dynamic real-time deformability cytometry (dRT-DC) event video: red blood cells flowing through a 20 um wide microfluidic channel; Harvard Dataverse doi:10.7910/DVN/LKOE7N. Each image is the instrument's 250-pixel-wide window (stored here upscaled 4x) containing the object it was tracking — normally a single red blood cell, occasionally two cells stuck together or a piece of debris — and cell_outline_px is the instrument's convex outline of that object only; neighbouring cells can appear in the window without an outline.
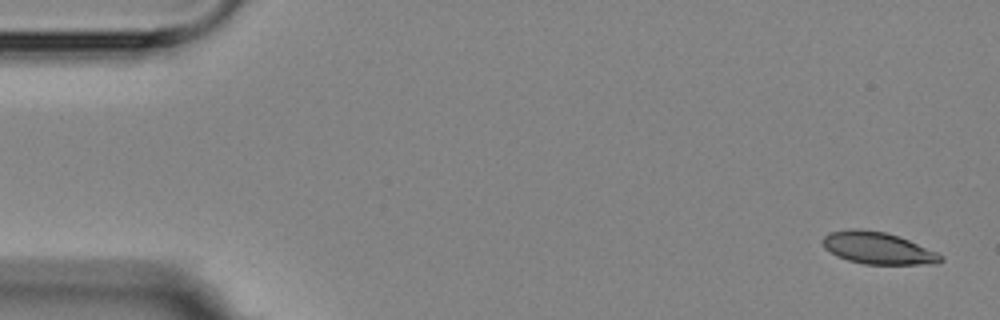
{"species": "Egyptian fruit bat (a non-hibernating species)", "species_latin": "Rousettus aegyptiacus", "temperature_condition": "room temperature", "stored_images_in_passage": 7, "camera_frame_rate_fps": 3000, "um_per_image_px": 0.085, "animal": {"sex": "female"}, "frame": {"image": 1, "passage_image": 1, "time_ms": 0.0, "image_size_px": [1000, 320], "cell_outline_px": [[944, 260], [940, 264], [864, 264], [848, 260], [836, 256], [824, 248], [820, 240], [828, 232], [848, 228], [860, 228], [884, 232], [900, 236], [936, 252], [944, 256]], "centroid_in_image_um": [74.59, 21.08], "position_along_channel_um": 10.4, "area_um2": 22.37}}
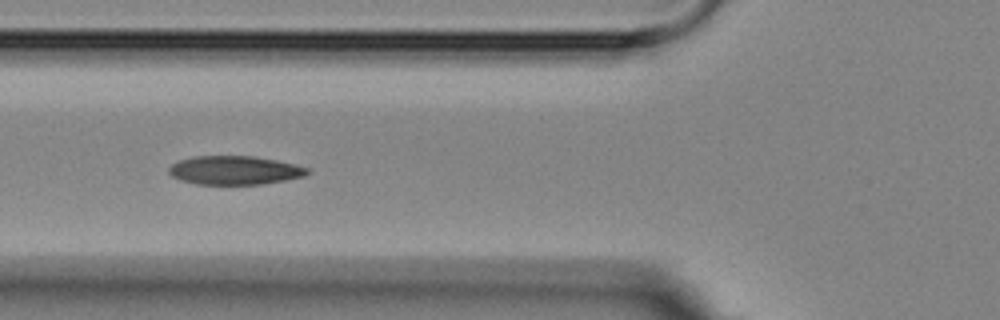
{"frame": {"image": 2, "passage_image": 4, "time_ms": 6.0, "image_size_px": [1000, 320], "cell_outline_px": [[308, 172], [304, 176], [288, 180], [260, 184], [196, 184], [180, 180], [172, 176], [168, 172], [168, 168], [172, 164], [180, 160], [196, 156], [252, 156], [276, 160], [308, 168]], "centroid_in_image_um": [19.92, 14.48], "position_along_channel_um": 105.9, "area_um2": 23.0}}
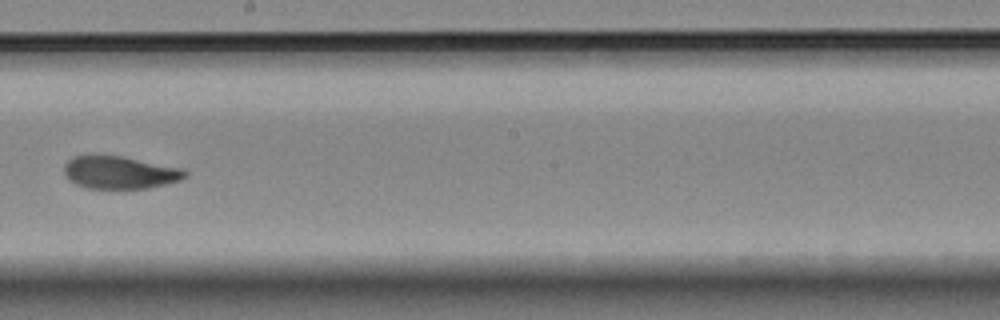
{"frame": {"image": 3, "passage_image": 7, "time_ms": 9.667, "image_size_px": [1000, 320], "cell_outline_px": [[188, 176], [180, 180], [148, 188], [88, 188], [76, 184], [68, 180], [64, 176], [64, 164], [72, 156], [88, 152], [96, 152], [120, 156], [184, 168], [188, 172]], "centroid_in_image_um": [10.11, 14.61], "position_along_channel_um": 238.1, "area_um2": 23.76}}